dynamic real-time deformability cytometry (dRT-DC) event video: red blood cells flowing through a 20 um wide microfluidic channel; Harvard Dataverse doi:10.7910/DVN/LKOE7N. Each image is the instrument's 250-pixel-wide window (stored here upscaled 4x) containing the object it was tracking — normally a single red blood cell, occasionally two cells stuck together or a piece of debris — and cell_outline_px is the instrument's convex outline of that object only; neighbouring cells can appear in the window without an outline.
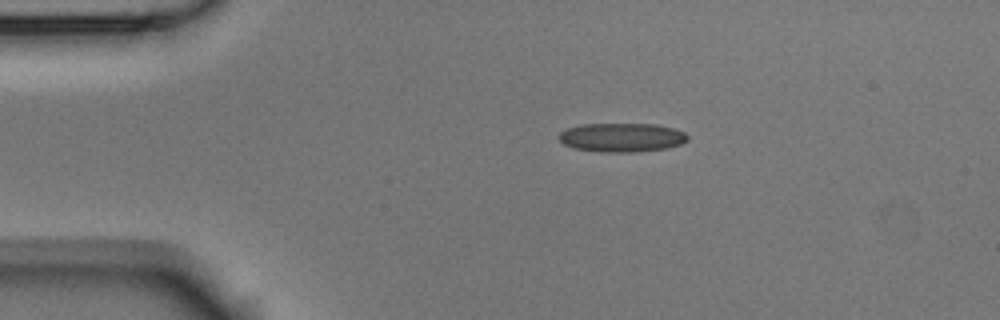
{"species": "Egyptian fruit bat (a non-hibernating species)", "species_latin": "Rousettus aegyptiacus", "temperature_condition": "room temperature", "stored_images_in_passage": 44, "camera_frame_rate_fps": 3000, "um_per_image_px": 0.085, "animal": {"sex": "male"}, "frame": {"image": 1, "passage_image": 1, "time_ms": 0.0, "image_size_px": [1000, 320], "cell_outline_px": [[688, 140], [680, 144], [664, 148], [636, 152], [600, 152], [572, 148], [564, 144], [556, 136], [560, 132], [568, 128], [580, 124], [656, 124], [676, 128], [684, 132], [688, 136]], "centroid_in_image_um": [52.83, 11.68], "position_along_channel_um": 32.2, "area_um2": 21.85}}
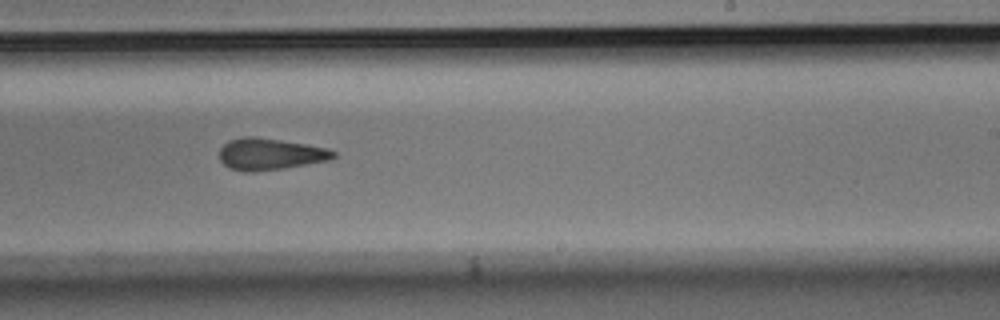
{"frame": {"image": 2, "passage_image": 23, "time_ms": 7.333, "image_size_px": [1000, 320], "cell_outline_px": [[336, 156], [328, 160], [284, 168], [256, 172], [244, 172], [228, 168], [220, 160], [220, 148], [228, 140], [244, 136], [256, 136], [328, 148], [336, 152]], "centroid_in_image_um": [22.92, 13.1], "position_along_channel_um": 266.1, "area_um2": 21.1}}
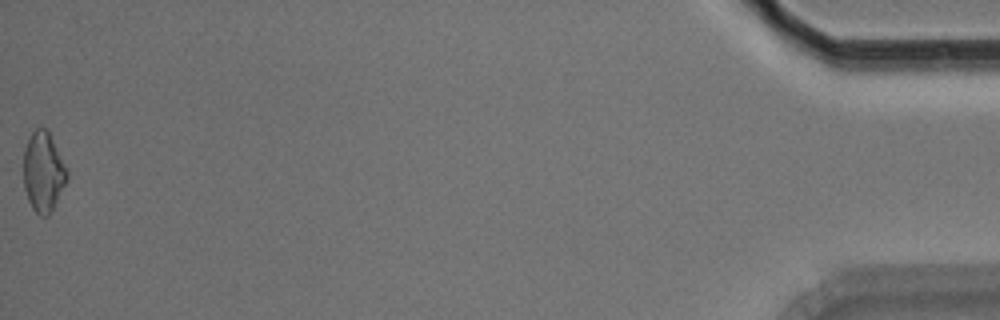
{"frame": {"image": 3, "passage_image": 44, "time_ms": 14.333, "image_size_px": [1000, 320], "cell_outline_px": [[68, 180], [56, 204], [48, 216], [40, 216], [32, 208], [28, 200], [24, 188], [24, 148], [32, 132], [36, 128], [48, 128], [68, 168]], "centroid_in_image_um": [3.72, 14.6], "position_along_channel_um": 431.5, "area_um2": 20.69}, "authors_computed_cell_mechanics": {"area_um2": 21.0103, "velocity_mm_per_s": 3.7704, "shape_relaxation_time_tau1_ms": 8.5605, "shape_relaxation_time_tau2_ms": 3.5848, "deformation_change_tau1": 0.1903, "deformation_change_tau2": 0.1359}}